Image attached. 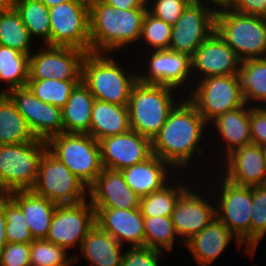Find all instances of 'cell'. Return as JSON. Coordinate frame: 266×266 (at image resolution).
<instances>
[{
  "label": "cell",
  "mask_w": 266,
  "mask_h": 266,
  "mask_svg": "<svg viewBox=\"0 0 266 266\" xmlns=\"http://www.w3.org/2000/svg\"><path fill=\"white\" fill-rule=\"evenodd\" d=\"M46 150V141L41 139L0 145V186L6 194L33 188Z\"/></svg>",
  "instance_id": "obj_8"
},
{
  "label": "cell",
  "mask_w": 266,
  "mask_h": 266,
  "mask_svg": "<svg viewBox=\"0 0 266 266\" xmlns=\"http://www.w3.org/2000/svg\"><path fill=\"white\" fill-rule=\"evenodd\" d=\"M149 54L143 52L146 55L138 63L140 69L138 72V81L145 84H157L166 85L180 91L181 87L187 86L190 83L188 89H192V73H191V57L179 52L171 50H155L149 51ZM149 55V56H147ZM145 58L147 60H145ZM145 61L147 63H145ZM148 64V65H147ZM142 67V68H141ZM146 68V69H145ZM141 71V72H140ZM188 80V81H187ZM191 80V82H190ZM186 85H185V84Z\"/></svg>",
  "instance_id": "obj_15"
},
{
  "label": "cell",
  "mask_w": 266,
  "mask_h": 266,
  "mask_svg": "<svg viewBox=\"0 0 266 266\" xmlns=\"http://www.w3.org/2000/svg\"><path fill=\"white\" fill-rule=\"evenodd\" d=\"M94 210L96 225L112 235L121 245L144 246V217L140 208Z\"/></svg>",
  "instance_id": "obj_22"
},
{
  "label": "cell",
  "mask_w": 266,
  "mask_h": 266,
  "mask_svg": "<svg viewBox=\"0 0 266 266\" xmlns=\"http://www.w3.org/2000/svg\"><path fill=\"white\" fill-rule=\"evenodd\" d=\"M208 167L209 172L206 173L207 175L203 174L198 180L200 181L201 178L205 179L204 183L207 184L208 182L207 185L211 186V193L214 194V199H216V217L244 245V253H248V256L252 258V255L254 256V253H251L250 220L252 212V187L236 185L221 175L216 168L213 169L212 165ZM208 173L211 174V178ZM205 176L208 177L206 178ZM208 178H210V181ZM212 179L216 180L212 181Z\"/></svg>",
  "instance_id": "obj_3"
},
{
  "label": "cell",
  "mask_w": 266,
  "mask_h": 266,
  "mask_svg": "<svg viewBox=\"0 0 266 266\" xmlns=\"http://www.w3.org/2000/svg\"><path fill=\"white\" fill-rule=\"evenodd\" d=\"M184 92L195 105L198 113L210 124L218 116L244 106L243 94L238 88L235 75L203 78L192 89Z\"/></svg>",
  "instance_id": "obj_10"
},
{
  "label": "cell",
  "mask_w": 266,
  "mask_h": 266,
  "mask_svg": "<svg viewBox=\"0 0 266 266\" xmlns=\"http://www.w3.org/2000/svg\"><path fill=\"white\" fill-rule=\"evenodd\" d=\"M4 214L7 243H31L34 240L22 210L8 194L4 196Z\"/></svg>",
  "instance_id": "obj_39"
},
{
  "label": "cell",
  "mask_w": 266,
  "mask_h": 266,
  "mask_svg": "<svg viewBox=\"0 0 266 266\" xmlns=\"http://www.w3.org/2000/svg\"><path fill=\"white\" fill-rule=\"evenodd\" d=\"M40 47L29 55L28 80L82 81V64L88 52L73 47Z\"/></svg>",
  "instance_id": "obj_13"
},
{
  "label": "cell",
  "mask_w": 266,
  "mask_h": 266,
  "mask_svg": "<svg viewBox=\"0 0 266 266\" xmlns=\"http://www.w3.org/2000/svg\"><path fill=\"white\" fill-rule=\"evenodd\" d=\"M215 17L212 7L191 1L172 25L169 50L191 57L215 32Z\"/></svg>",
  "instance_id": "obj_14"
},
{
  "label": "cell",
  "mask_w": 266,
  "mask_h": 266,
  "mask_svg": "<svg viewBox=\"0 0 266 266\" xmlns=\"http://www.w3.org/2000/svg\"><path fill=\"white\" fill-rule=\"evenodd\" d=\"M260 147H261V151H262L263 157H264V159L266 161V144H263Z\"/></svg>",
  "instance_id": "obj_52"
},
{
  "label": "cell",
  "mask_w": 266,
  "mask_h": 266,
  "mask_svg": "<svg viewBox=\"0 0 266 266\" xmlns=\"http://www.w3.org/2000/svg\"><path fill=\"white\" fill-rule=\"evenodd\" d=\"M120 64L109 53H87L82 64V82L96 100L128 105L138 72H133L131 65L126 69Z\"/></svg>",
  "instance_id": "obj_4"
},
{
  "label": "cell",
  "mask_w": 266,
  "mask_h": 266,
  "mask_svg": "<svg viewBox=\"0 0 266 266\" xmlns=\"http://www.w3.org/2000/svg\"><path fill=\"white\" fill-rule=\"evenodd\" d=\"M42 3H44L48 8H51L53 6H57L61 3L67 2L69 0H39Z\"/></svg>",
  "instance_id": "obj_51"
},
{
  "label": "cell",
  "mask_w": 266,
  "mask_h": 266,
  "mask_svg": "<svg viewBox=\"0 0 266 266\" xmlns=\"http://www.w3.org/2000/svg\"><path fill=\"white\" fill-rule=\"evenodd\" d=\"M6 218L4 214V196L0 197V252L7 244L5 237Z\"/></svg>",
  "instance_id": "obj_48"
},
{
  "label": "cell",
  "mask_w": 266,
  "mask_h": 266,
  "mask_svg": "<svg viewBox=\"0 0 266 266\" xmlns=\"http://www.w3.org/2000/svg\"><path fill=\"white\" fill-rule=\"evenodd\" d=\"M116 9L129 10L134 8H148L144 0H101Z\"/></svg>",
  "instance_id": "obj_47"
},
{
  "label": "cell",
  "mask_w": 266,
  "mask_h": 266,
  "mask_svg": "<svg viewBox=\"0 0 266 266\" xmlns=\"http://www.w3.org/2000/svg\"><path fill=\"white\" fill-rule=\"evenodd\" d=\"M79 250L90 266H121L125 252L123 245L96 224L84 238Z\"/></svg>",
  "instance_id": "obj_27"
},
{
  "label": "cell",
  "mask_w": 266,
  "mask_h": 266,
  "mask_svg": "<svg viewBox=\"0 0 266 266\" xmlns=\"http://www.w3.org/2000/svg\"><path fill=\"white\" fill-rule=\"evenodd\" d=\"M47 150L89 188L102 173L99 142L89 134L62 133L46 141Z\"/></svg>",
  "instance_id": "obj_7"
},
{
  "label": "cell",
  "mask_w": 266,
  "mask_h": 266,
  "mask_svg": "<svg viewBox=\"0 0 266 266\" xmlns=\"http://www.w3.org/2000/svg\"><path fill=\"white\" fill-rule=\"evenodd\" d=\"M215 31L241 61L266 57V18L222 9L216 11Z\"/></svg>",
  "instance_id": "obj_6"
},
{
  "label": "cell",
  "mask_w": 266,
  "mask_h": 266,
  "mask_svg": "<svg viewBox=\"0 0 266 266\" xmlns=\"http://www.w3.org/2000/svg\"><path fill=\"white\" fill-rule=\"evenodd\" d=\"M8 196L22 210L33 239H46L57 205L32 190L14 191Z\"/></svg>",
  "instance_id": "obj_26"
},
{
  "label": "cell",
  "mask_w": 266,
  "mask_h": 266,
  "mask_svg": "<svg viewBox=\"0 0 266 266\" xmlns=\"http://www.w3.org/2000/svg\"><path fill=\"white\" fill-rule=\"evenodd\" d=\"M211 125L215 127L212 128L214 129V134L216 135L217 132V135L219 134V139H216V141L219 142L221 139L220 142L225 144H221V146H225V148L221 147V150H223L220 151L221 158L219 160L222 158L224 159L235 149L252 143L249 106L247 104L238 109L223 113L209 124V126Z\"/></svg>",
  "instance_id": "obj_25"
},
{
  "label": "cell",
  "mask_w": 266,
  "mask_h": 266,
  "mask_svg": "<svg viewBox=\"0 0 266 266\" xmlns=\"http://www.w3.org/2000/svg\"><path fill=\"white\" fill-rule=\"evenodd\" d=\"M50 46L90 52L89 0H69L49 8Z\"/></svg>",
  "instance_id": "obj_12"
},
{
  "label": "cell",
  "mask_w": 266,
  "mask_h": 266,
  "mask_svg": "<svg viewBox=\"0 0 266 266\" xmlns=\"http://www.w3.org/2000/svg\"><path fill=\"white\" fill-rule=\"evenodd\" d=\"M0 44L27 55L34 50L33 39L14 7L0 12Z\"/></svg>",
  "instance_id": "obj_35"
},
{
  "label": "cell",
  "mask_w": 266,
  "mask_h": 266,
  "mask_svg": "<svg viewBox=\"0 0 266 266\" xmlns=\"http://www.w3.org/2000/svg\"><path fill=\"white\" fill-rule=\"evenodd\" d=\"M0 266H31L30 243H7L0 252Z\"/></svg>",
  "instance_id": "obj_44"
},
{
  "label": "cell",
  "mask_w": 266,
  "mask_h": 266,
  "mask_svg": "<svg viewBox=\"0 0 266 266\" xmlns=\"http://www.w3.org/2000/svg\"><path fill=\"white\" fill-rule=\"evenodd\" d=\"M172 26L152 15L148 10L144 16L142 31L139 39L145 42V48L150 51L169 50Z\"/></svg>",
  "instance_id": "obj_40"
},
{
  "label": "cell",
  "mask_w": 266,
  "mask_h": 266,
  "mask_svg": "<svg viewBox=\"0 0 266 266\" xmlns=\"http://www.w3.org/2000/svg\"><path fill=\"white\" fill-rule=\"evenodd\" d=\"M235 239L237 248L244 246L238 238L222 223L217 217L184 243V247L190 252L198 266H209L222 252L227 250V246Z\"/></svg>",
  "instance_id": "obj_23"
},
{
  "label": "cell",
  "mask_w": 266,
  "mask_h": 266,
  "mask_svg": "<svg viewBox=\"0 0 266 266\" xmlns=\"http://www.w3.org/2000/svg\"><path fill=\"white\" fill-rule=\"evenodd\" d=\"M131 129L128 105L94 100L89 135L97 141Z\"/></svg>",
  "instance_id": "obj_28"
},
{
  "label": "cell",
  "mask_w": 266,
  "mask_h": 266,
  "mask_svg": "<svg viewBox=\"0 0 266 266\" xmlns=\"http://www.w3.org/2000/svg\"><path fill=\"white\" fill-rule=\"evenodd\" d=\"M5 195H6L5 191L0 186V197L5 196Z\"/></svg>",
  "instance_id": "obj_53"
},
{
  "label": "cell",
  "mask_w": 266,
  "mask_h": 266,
  "mask_svg": "<svg viewBox=\"0 0 266 266\" xmlns=\"http://www.w3.org/2000/svg\"><path fill=\"white\" fill-rule=\"evenodd\" d=\"M229 8L245 15L266 18V0H233Z\"/></svg>",
  "instance_id": "obj_46"
},
{
  "label": "cell",
  "mask_w": 266,
  "mask_h": 266,
  "mask_svg": "<svg viewBox=\"0 0 266 266\" xmlns=\"http://www.w3.org/2000/svg\"><path fill=\"white\" fill-rule=\"evenodd\" d=\"M208 126L195 105L184 96L170 111L165 124L151 141L152 153L166 161L179 175H182L183 169L190 174L195 168L193 166L197 165L192 162L193 156L202 159L207 155L201 141L206 137Z\"/></svg>",
  "instance_id": "obj_1"
},
{
  "label": "cell",
  "mask_w": 266,
  "mask_h": 266,
  "mask_svg": "<svg viewBox=\"0 0 266 266\" xmlns=\"http://www.w3.org/2000/svg\"><path fill=\"white\" fill-rule=\"evenodd\" d=\"M29 79V55L0 44V83H6L3 93L24 87Z\"/></svg>",
  "instance_id": "obj_34"
},
{
  "label": "cell",
  "mask_w": 266,
  "mask_h": 266,
  "mask_svg": "<svg viewBox=\"0 0 266 266\" xmlns=\"http://www.w3.org/2000/svg\"><path fill=\"white\" fill-rule=\"evenodd\" d=\"M79 82L81 81L28 80L26 86L39 100L62 109Z\"/></svg>",
  "instance_id": "obj_38"
},
{
  "label": "cell",
  "mask_w": 266,
  "mask_h": 266,
  "mask_svg": "<svg viewBox=\"0 0 266 266\" xmlns=\"http://www.w3.org/2000/svg\"><path fill=\"white\" fill-rule=\"evenodd\" d=\"M177 239L180 245H184L176 233L171 216L144 217V246L168 253L174 250Z\"/></svg>",
  "instance_id": "obj_36"
},
{
  "label": "cell",
  "mask_w": 266,
  "mask_h": 266,
  "mask_svg": "<svg viewBox=\"0 0 266 266\" xmlns=\"http://www.w3.org/2000/svg\"><path fill=\"white\" fill-rule=\"evenodd\" d=\"M95 210L90 200L72 205H57L46 240L65 247L80 248L95 225Z\"/></svg>",
  "instance_id": "obj_16"
},
{
  "label": "cell",
  "mask_w": 266,
  "mask_h": 266,
  "mask_svg": "<svg viewBox=\"0 0 266 266\" xmlns=\"http://www.w3.org/2000/svg\"><path fill=\"white\" fill-rule=\"evenodd\" d=\"M36 137L11 98L0 91V145L27 143Z\"/></svg>",
  "instance_id": "obj_31"
},
{
  "label": "cell",
  "mask_w": 266,
  "mask_h": 266,
  "mask_svg": "<svg viewBox=\"0 0 266 266\" xmlns=\"http://www.w3.org/2000/svg\"><path fill=\"white\" fill-rule=\"evenodd\" d=\"M94 100L82 81L75 86L62 108L64 133L89 134Z\"/></svg>",
  "instance_id": "obj_29"
},
{
  "label": "cell",
  "mask_w": 266,
  "mask_h": 266,
  "mask_svg": "<svg viewBox=\"0 0 266 266\" xmlns=\"http://www.w3.org/2000/svg\"><path fill=\"white\" fill-rule=\"evenodd\" d=\"M68 255L65 247L46 239H36L30 243L31 266H75L78 255Z\"/></svg>",
  "instance_id": "obj_37"
},
{
  "label": "cell",
  "mask_w": 266,
  "mask_h": 266,
  "mask_svg": "<svg viewBox=\"0 0 266 266\" xmlns=\"http://www.w3.org/2000/svg\"><path fill=\"white\" fill-rule=\"evenodd\" d=\"M98 142L101 163L106 169L121 171L145 161L153 154L151 140L133 129Z\"/></svg>",
  "instance_id": "obj_18"
},
{
  "label": "cell",
  "mask_w": 266,
  "mask_h": 266,
  "mask_svg": "<svg viewBox=\"0 0 266 266\" xmlns=\"http://www.w3.org/2000/svg\"><path fill=\"white\" fill-rule=\"evenodd\" d=\"M147 10H121L101 0H89L90 52L113 56V52L137 45Z\"/></svg>",
  "instance_id": "obj_2"
},
{
  "label": "cell",
  "mask_w": 266,
  "mask_h": 266,
  "mask_svg": "<svg viewBox=\"0 0 266 266\" xmlns=\"http://www.w3.org/2000/svg\"><path fill=\"white\" fill-rule=\"evenodd\" d=\"M128 248V249H127ZM124 252L121 266H160L159 261L165 252L147 246L128 247Z\"/></svg>",
  "instance_id": "obj_43"
},
{
  "label": "cell",
  "mask_w": 266,
  "mask_h": 266,
  "mask_svg": "<svg viewBox=\"0 0 266 266\" xmlns=\"http://www.w3.org/2000/svg\"><path fill=\"white\" fill-rule=\"evenodd\" d=\"M31 190L56 205L78 204L88 199V188L48 150L41 157Z\"/></svg>",
  "instance_id": "obj_9"
},
{
  "label": "cell",
  "mask_w": 266,
  "mask_h": 266,
  "mask_svg": "<svg viewBox=\"0 0 266 266\" xmlns=\"http://www.w3.org/2000/svg\"><path fill=\"white\" fill-rule=\"evenodd\" d=\"M252 187L251 253L266 235V185Z\"/></svg>",
  "instance_id": "obj_41"
},
{
  "label": "cell",
  "mask_w": 266,
  "mask_h": 266,
  "mask_svg": "<svg viewBox=\"0 0 266 266\" xmlns=\"http://www.w3.org/2000/svg\"><path fill=\"white\" fill-rule=\"evenodd\" d=\"M240 65L236 53L215 31L191 56L192 84L211 76L235 75Z\"/></svg>",
  "instance_id": "obj_19"
},
{
  "label": "cell",
  "mask_w": 266,
  "mask_h": 266,
  "mask_svg": "<svg viewBox=\"0 0 266 266\" xmlns=\"http://www.w3.org/2000/svg\"><path fill=\"white\" fill-rule=\"evenodd\" d=\"M195 174L196 173L190 175L192 176L190 178L187 176L188 180L190 179L188 181V183H190V187L180 196L171 215L176 233L183 243L207 227L216 217V203L213 194L210 193V186L202 183V179L200 183L197 180L200 175ZM194 175L196 178L193 177ZM191 179H195L197 181H191ZM197 182H199V187L195 185ZM202 184L203 186L206 185V187H202Z\"/></svg>",
  "instance_id": "obj_11"
},
{
  "label": "cell",
  "mask_w": 266,
  "mask_h": 266,
  "mask_svg": "<svg viewBox=\"0 0 266 266\" xmlns=\"http://www.w3.org/2000/svg\"><path fill=\"white\" fill-rule=\"evenodd\" d=\"M26 120L36 139L47 141L64 133L62 109L39 100L27 86L6 92Z\"/></svg>",
  "instance_id": "obj_17"
},
{
  "label": "cell",
  "mask_w": 266,
  "mask_h": 266,
  "mask_svg": "<svg viewBox=\"0 0 266 266\" xmlns=\"http://www.w3.org/2000/svg\"><path fill=\"white\" fill-rule=\"evenodd\" d=\"M14 0H0V12L13 8Z\"/></svg>",
  "instance_id": "obj_50"
},
{
  "label": "cell",
  "mask_w": 266,
  "mask_h": 266,
  "mask_svg": "<svg viewBox=\"0 0 266 266\" xmlns=\"http://www.w3.org/2000/svg\"><path fill=\"white\" fill-rule=\"evenodd\" d=\"M176 90L166 85L138 81L132 88L128 102L131 129L152 141L165 124L170 111L185 96L177 95Z\"/></svg>",
  "instance_id": "obj_5"
},
{
  "label": "cell",
  "mask_w": 266,
  "mask_h": 266,
  "mask_svg": "<svg viewBox=\"0 0 266 266\" xmlns=\"http://www.w3.org/2000/svg\"><path fill=\"white\" fill-rule=\"evenodd\" d=\"M13 7L19 13L31 38L42 39L40 45L50 46L49 8L39 0H14Z\"/></svg>",
  "instance_id": "obj_33"
},
{
  "label": "cell",
  "mask_w": 266,
  "mask_h": 266,
  "mask_svg": "<svg viewBox=\"0 0 266 266\" xmlns=\"http://www.w3.org/2000/svg\"><path fill=\"white\" fill-rule=\"evenodd\" d=\"M249 122L253 144H266V107L249 106Z\"/></svg>",
  "instance_id": "obj_45"
},
{
  "label": "cell",
  "mask_w": 266,
  "mask_h": 266,
  "mask_svg": "<svg viewBox=\"0 0 266 266\" xmlns=\"http://www.w3.org/2000/svg\"><path fill=\"white\" fill-rule=\"evenodd\" d=\"M235 77L248 106H266V57L241 61Z\"/></svg>",
  "instance_id": "obj_30"
},
{
  "label": "cell",
  "mask_w": 266,
  "mask_h": 266,
  "mask_svg": "<svg viewBox=\"0 0 266 266\" xmlns=\"http://www.w3.org/2000/svg\"><path fill=\"white\" fill-rule=\"evenodd\" d=\"M191 0H149L148 11L171 26L181 17Z\"/></svg>",
  "instance_id": "obj_42"
},
{
  "label": "cell",
  "mask_w": 266,
  "mask_h": 266,
  "mask_svg": "<svg viewBox=\"0 0 266 266\" xmlns=\"http://www.w3.org/2000/svg\"><path fill=\"white\" fill-rule=\"evenodd\" d=\"M216 161L215 168L221 166L216 170L221 171L219 172L221 175L236 185L249 187L266 185V161L261 147L257 144L251 143L239 147L222 161Z\"/></svg>",
  "instance_id": "obj_20"
},
{
  "label": "cell",
  "mask_w": 266,
  "mask_h": 266,
  "mask_svg": "<svg viewBox=\"0 0 266 266\" xmlns=\"http://www.w3.org/2000/svg\"><path fill=\"white\" fill-rule=\"evenodd\" d=\"M88 199L93 208L137 209L141 203V197L125 182L121 171L106 168L88 188Z\"/></svg>",
  "instance_id": "obj_21"
},
{
  "label": "cell",
  "mask_w": 266,
  "mask_h": 266,
  "mask_svg": "<svg viewBox=\"0 0 266 266\" xmlns=\"http://www.w3.org/2000/svg\"><path fill=\"white\" fill-rule=\"evenodd\" d=\"M178 174L179 173L175 176L176 180L174 179L173 181L172 179V182L170 181L162 189L141 197L140 209L143 217H168L172 215L180 196L190 187L187 186L189 185L186 181L187 178H183L182 181L179 179L182 178L185 173H183L181 177Z\"/></svg>",
  "instance_id": "obj_32"
},
{
  "label": "cell",
  "mask_w": 266,
  "mask_h": 266,
  "mask_svg": "<svg viewBox=\"0 0 266 266\" xmlns=\"http://www.w3.org/2000/svg\"><path fill=\"white\" fill-rule=\"evenodd\" d=\"M212 7L215 11L229 8L233 0H191ZM212 4V6H211Z\"/></svg>",
  "instance_id": "obj_49"
},
{
  "label": "cell",
  "mask_w": 266,
  "mask_h": 266,
  "mask_svg": "<svg viewBox=\"0 0 266 266\" xmlns=\"http://www.w3.org/2000/svg\"><path fill=\"white\" fill-rule=\"evenodd\" d=\"M175 172L177 171L155 154L143 162L121 170L125 182L140 197L162 189L175 178Z\"/></svg>",
  "instance_id": "obj_24"
}]
</instances>
